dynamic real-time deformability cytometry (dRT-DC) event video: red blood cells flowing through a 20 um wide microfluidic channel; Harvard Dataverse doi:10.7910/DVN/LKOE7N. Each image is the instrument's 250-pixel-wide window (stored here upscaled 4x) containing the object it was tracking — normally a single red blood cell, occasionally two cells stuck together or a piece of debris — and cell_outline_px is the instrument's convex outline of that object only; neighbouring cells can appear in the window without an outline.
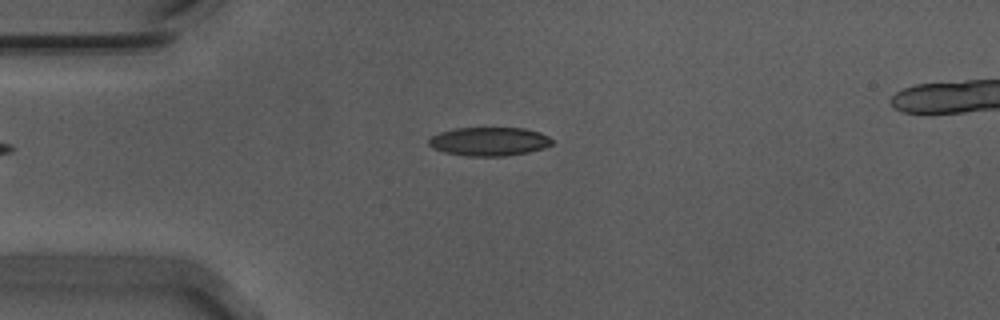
{"species": "Egyptian fruit bat (a non-hibernating species)", "species_latin": "Rousettus aegyptiacus", "temperature_condition": "warm", "stored_images_in_passage": 43, "segment_of_instrument_passage": [1, 2], "camera_frame_rate_fps": 3000, "um_per_image_px": 0.085, "animal": {"sex": "male"}, "frame": {"image": 1, "passage_image": 1, "time_ms": 0.0, "image_size_px": [1000, 320], "cell_outline_px": [[552, 144], [544, 148], [528, 152], [504, 156], [468, 156], [444, 152], [432, 148], [428, 144], [428, 140], [432, 136], [440, 132], [456, 128], [524, 128], [540, 132], [548, 136], [552, 140]], "centroid_in_image_um": [41.57, 12.02], "position_along_channel_um": 43.4, "area_um2": 20.58}}
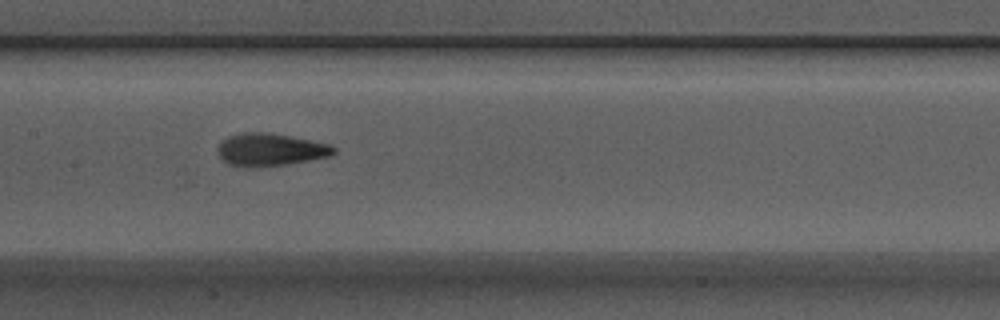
{"frame": {"image": 2, "passage_image": 14, "time_ms": 4.333, "image_size_px": [1000, 320], "cell_outline_px": [[336, 152], [328, 156], [308, 160], [284, 164], [248, 168], [228, 164], [220, 156], [216, 148], [228, 136], [244, 132], [268, 132], [328, 144], [336, 148]], "centroid_in_image_um": [22.93, 12.72], "position_along_channel_um": 184.5, "area_um2": 21.68}}
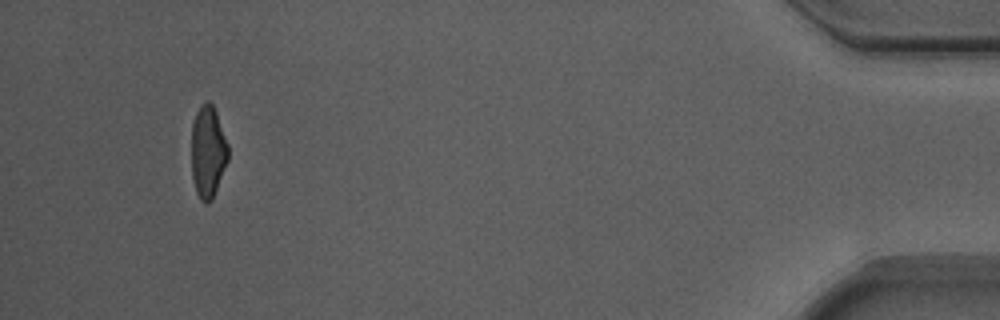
{"frame": {"image": 3, "passage_image": 39, "time_ms": 12.667, "image_size_px": [1000, 320], "cell_outline_px": [[228, 160], [212, 200], [208, 204], [204, 204], [200, 200], [196, 192], [192, 176], [192, 124], [196, 112], [200, 104], [204, 100], [208, 100], [212, 104], [216, 112], [228, 144]], "centroid_in_image_um": [17.67, 12.9], "position_along_channel_um": 417.5, "area_um2": 19.83}}